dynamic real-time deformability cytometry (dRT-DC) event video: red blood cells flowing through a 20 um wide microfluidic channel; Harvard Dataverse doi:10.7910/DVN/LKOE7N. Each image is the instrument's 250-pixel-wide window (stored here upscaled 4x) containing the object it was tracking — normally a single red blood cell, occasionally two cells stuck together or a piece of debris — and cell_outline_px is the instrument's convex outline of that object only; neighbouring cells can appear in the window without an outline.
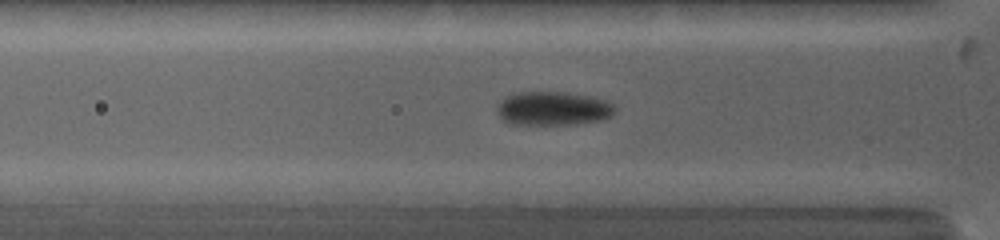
{"species": "common noctule bat (a hibernating species)", "species_latin": "Nyctalus noctula", "temperature_condition": "warm", "stored_images_in_passage": 49, "camera_frame_rate_fps": 5000, "um_per_image_px": 0.085, "animal": {"sex": "female", "body_mass_g": 19.0, "forearm_length_mm": 53.3}, "frame": {"image": 1, "passage_image": 10, "time_ms": 3.0, "image_size_px": [1000, 240], "cell_outline_px": [[616, 112], [612, 116], [600, 120], [576, 124], [508, 124], [500, 120], [496, 112], [496, 104], [504, 96], [512, 92], [564, 92], [592, 96], [604, 100], [612, 104], [616, 108]], "centroid_in_image_um": [46.94, 9.22], "position_along_channel_um": 78.9, "area_um2": 23.76}}
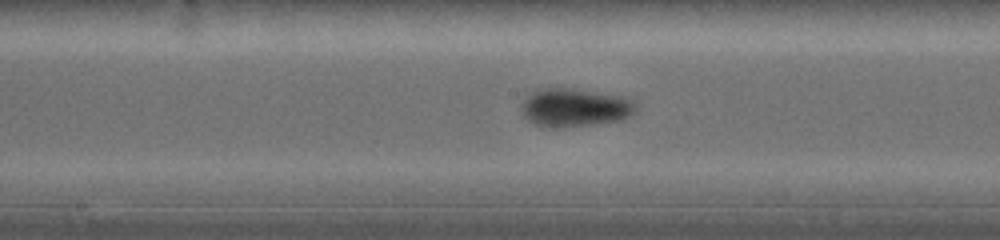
{"frame": {"image": 2, "passage_image": 19, "time_ms": 6.0, "image_size_px": [1000, 240], "cell_outline_px": [[636, 108], [632, 116], [624, 120], [596, 124], [564, 128], [544, 128], [532, 124], [520, 112], [520, 104], [524, 96], [528, 92], [536, 88], [572, 88], [628, 96], [636, 104]], "centroid_in_image_um": [48.81, 9.14], "position_along_channel_um": 199.4, "area_um2": 26.82}}
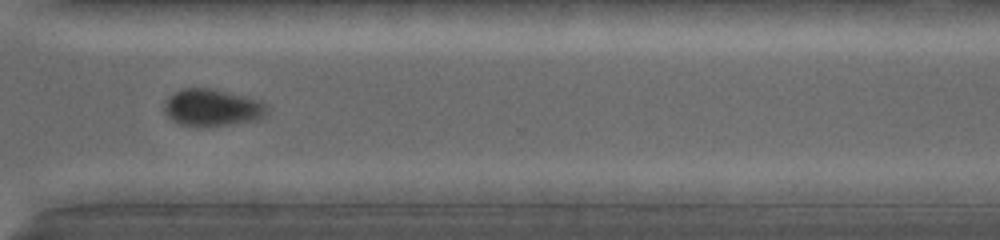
{"frame": {"image": 3, "passage_image": 31, "time_ms": 9.8, "image_size_px": [1000, 240], "cell_outline_px": [[268, 112], [260, 120], [232, 124], [200, 128], [192, 128], [180, 124], [172, 120], [164, 112], [164, 100], [168, 96], [180, 88], [212, 88], [248, 96], [260, 100], [268, 104]], "centroid_in_image_um": [18.05, 9.16], "position_along_channel_um": 352.6, "area_um2": 23.12}, "authors_computed_cell_mechanics": {"area_um2": 23.0044, "velocity_mm_per_s": 4.0232, "shape_relaxation_time_tau1_ms": 2.7997, "shape_relaxation_time_tau2_ms": null, "deformation_change_tau1": 0.0878, "deformation_change_tau2": null}}